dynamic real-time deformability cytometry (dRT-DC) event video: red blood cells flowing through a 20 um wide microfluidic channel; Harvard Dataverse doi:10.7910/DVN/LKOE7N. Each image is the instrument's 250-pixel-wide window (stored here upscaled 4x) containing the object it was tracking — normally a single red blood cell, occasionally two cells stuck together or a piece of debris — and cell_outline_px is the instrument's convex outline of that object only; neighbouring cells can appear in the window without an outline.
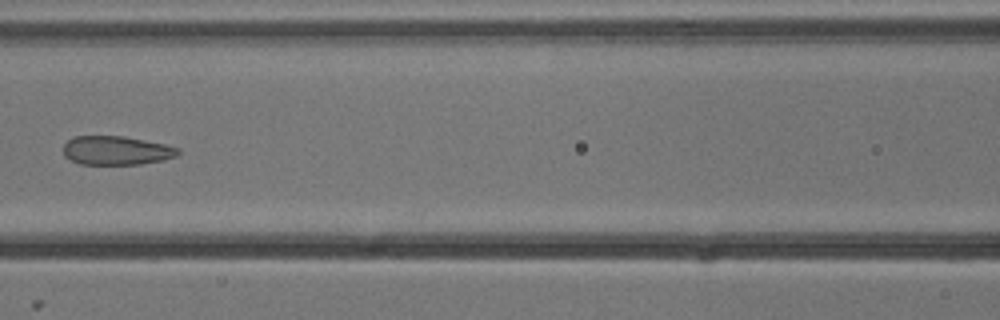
{"species": "common noctule bat (a hibernating species)", "species_latin": "Nyctalus noctula", "temperature_condition": "cold", "stored_images_in_passage": 6, "camera_frame_rate_fps": 3000, "um_per_image_px": 0.085, "animal": {"sex": "male", "body_mass_g": 13.3}, "frame": {"image": 1, "passage_image": 6, "time_ms": 1.667, "image_size_px": [1000, 320], "cell_outline_px": [[180, 152], [176, 156], [164, 160], [140, 164], [80, 164], [64, 156], [64, 144], [72, 136], [124, 136], [164, 144], [180, 148]], "centroid_in_image_um": [9.9, 12.79], "position_along_channel_um": 156.7, "area_um2": 19.31}}